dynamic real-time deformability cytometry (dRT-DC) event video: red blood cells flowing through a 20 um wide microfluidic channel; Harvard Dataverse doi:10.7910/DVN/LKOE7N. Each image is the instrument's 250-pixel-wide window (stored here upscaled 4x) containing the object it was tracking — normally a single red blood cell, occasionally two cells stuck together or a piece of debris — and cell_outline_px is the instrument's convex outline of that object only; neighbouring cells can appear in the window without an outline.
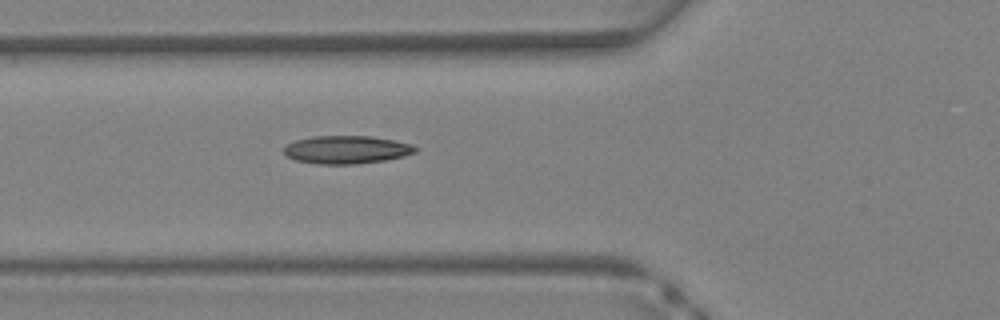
{"species": "Egyptian fruit bat (a non-hibernating species)", "species_latin": "Rousettus aegyptiacus", "temperature_condition": "warm", "stored_images_in_passage": 26, "camera_frame_rate_fps": 3000, "um_per_image_px": 0.085, "animal": {"sex": "female"}, "frame": {"image": 1, "passage_image": 2, "time_ms": 0.333, "image_size_px": [1000, 320], "cell_outline_px": [[416, 152], [404, 156], [384, 160], [356, 164], [320, 164], [296, 160], [284, 156], [284, 144], [296, 140], [312, 136], [368, 136], [392, 140], [412, 144], [416, 148]], "centroid_in_image_um": [29.4, 12.72], "position_along_channel_um": 96.4, "area_um2": 21.44}}
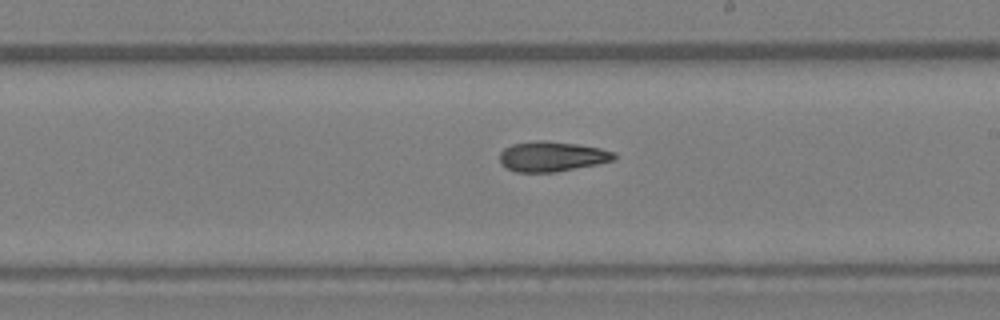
{"frame": {"image": 2, "passage_image": 10, "time_ms": 3.0, "image_size_px": [1000, 320], "cell_outline_px": [[616, 160], [556, 172], [516, 172], [500, 164], [500, 152], [504, 148], [512, 144], [536, 140], [544, 140], [576, 144], [600, 148], [616, 152]], "centroid_in_image_um": [46.91, 13.29], "position_along_channel_um": 242.1, "area_um2": 20.11}}
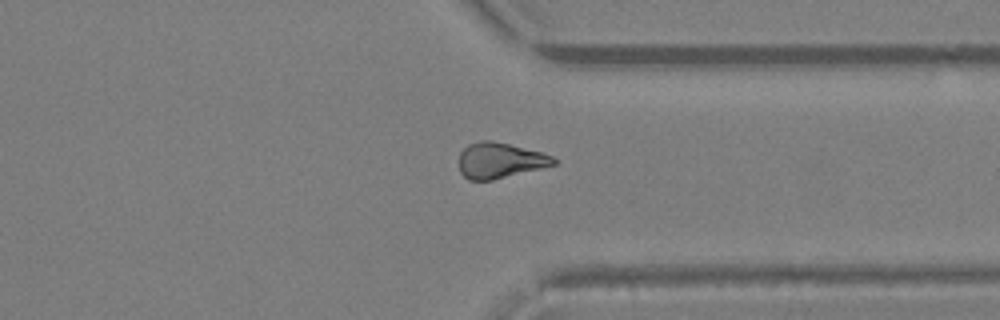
{"frame": {"image": 3, "passage_image": 17, "time_ms": 5.333, "image_size_px": [1000, 320], "cell_outline_px": [[556, 164], [492, 180], [468, 180], [460, 172], [460, 152], [468, 144], [480, 140], [492, 140], [540, 152], [552, 156], [556, 160]], "centroid_in_image_um": [42.46, 13.63], "position_along_channel_um": 368.9, "area_um2": 19.36}}